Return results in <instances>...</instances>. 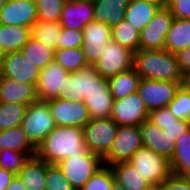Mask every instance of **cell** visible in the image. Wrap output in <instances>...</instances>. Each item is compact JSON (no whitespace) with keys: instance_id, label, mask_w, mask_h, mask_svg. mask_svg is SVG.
Returning a JSON list of instances; mask_svg holds the SVG:
<instances>
[{"instance_id":"obj_1","label":"cell","mask_w":190,"mask_h":190,"mask_svg":"<svg viewBox=\"0 0 190 190\" xmlns=\"http://www.w3.org/2000/svg\"><path fill=\"white\" fill-rule=\"evenodd\" d=\"M87 151L83 128L56 126L36 148L35 156L48 164L83 155Z\"/></svg>"},{"instance_id":"obj_2","label":"cell","mask_w":190,"mask_h":190,"mask_svg":"<svg viewBox=\"0 0 190 190\" xmlns=\"http://www.w3.org/2000/svg\"><path fill=\"white\" fill-rule=\"evenodd\" d=\"M133 68L140 78L157 81H174L184 83L176 54L165 49L143 50L134 53Z\"/></svg>"},{"instance_id":"obj_3","label":"cell","mask_w":190,"mask_h":190,"mask_svg":"<svg viewBox=\"0 0 190 190\" xmlns=\"http://www.w3.org/2000/svg\"><path fill=\"white\" fill-rule=\"evenodd\" d=\"M128 162L152 186L161 184L173 174L170 160L145 146H141Z\"/></svg>"},{"instance_id":"obj_4","label":"cell","mask_w":190,"mask_h":190,"mask_svg":"<svg viewBox=\"0 0 190 190\" xmlns=\"http://www.w3.org/2000/svg\"><path fill=\"white\" fill-rule=\"evenodd\" d=\"M56 127L47 101L37 100L28 105L21 128L29 142L37 148Z\"/></svg>"},{"instance_id":"obj_5","label":"cell","mask_w":190,"mask_h":190,"mask_svg":"<svg viewBox=\"0 0 190 190\" xmlns=\"http://www.w3.org/2000/svg\"><path fill=\"white\" fill-rule=\"evenodd\" d=\"M118 127L111 118L91 119L83 127L87 150L103 159L113 146Z\"/></svg>"},{"instance_id":"obj_6","label":"cell","mask_w":190,"mask_h":190,"mask_svg":"<svg viewBox=\"0 0 190 190\" xmlns=\"http://www.w3.org/2000/svg\"><path fill=\"white\" fill-rule=\"evenodd\" d=\"M76 190H80L103 164V159L87 150L83 155L66 158L56 164Z\"/></svg>"},{"instance_id":"obj_7","label":"cell","mask_w":190,"mask_h":190,"mask_svg":"<svg viewBox=\"0 0 190 190\" xmlns=\"http://www.w3.org/2000/svg\"><path fill=\"white\" fill-rule=\"evenodd\" d=\"M184 83L140 78L137 92L148 111L167 107Z\"/></svg>"},{"instance_id":"obj_8","label":"cell","mask_w":190,"mask_h":190,"mask_svg":"<svg viewBox=\"0 0 190 190\" xmlns=\"http://www.w3.org/2000/svg\"><path fill=\"white\" fill-rule=\"evenodd\" d=\"M141 146L143 142L139 126H119L113 146L103 158V164L111 166L128 162Z\"/></svg>"},{"instance_id":"obj_9","label":"cell","mask_w":190,"mask_h":190,"mask_svg":"<svg viewBox=\"0 0 190 190\" xmlns=\"http://www.w3.org/2000/svg\"><path fill=\"white\" fill-rule=\"evenodd\" d=\"M133 61L134 52L112 40L93 66L100 76L110 79L131 69Z\"/></svg>"},{"instance_id":"obj_10","label":"cell","mask_w":190,"mask_h":190,"mask_svg":"<svg viewBox=\"0 0 190 190\" xmlns=\"http://www.w3.org/2000/svg\"><path fill=\"white\" fill-rule=\"evenodd\" d=\"M56 126H78L83 128L91 119L83 101H69L63 97L47 100Z\"/></svg>"},{"instance_id":"obj_11","label":"cell","mask_w":190,"mask_h":190,"mask_svg":"<svg viewBox=\"0 0 190 190\" xmlns=\"http://www.w3.org/2000/svg\"><path fill=\"white\" fill-rule=\"evenodd\" d=\"M149 114L150 112L136 91L125 98L114 100L111 119L118 126H139L149 119Z\"/></svg>"},{"instance_id":"obj_12","label":"cell","mask_w":190,"mask_h":190,"mask_svg":"<svg viewBox=\"0 0 190 190\" xmlns=\"http://www.w3.org/2000/svg\"><path fill=\"white\" fill-rule=\"evenodd\" d=\"M82 51L88 65H94L112 41V29L106 23L91 21L83 28Z\"/></svg>"},{"instance_id":"obj_13","label":"cell","mask_w":190,"mask_h":190,"mask_svg":"<svg viewBox=\"0 0 190 190\" xmlns=\"http://www.w3.org/2000/svg\"><path fill=\"white\" fill-rule=\"evenodd\" d=\"M174 21L169 8H159L151 21L140 32V49H164L165 38Z\"/></svg>"},{"instance_id":"obj_14","label":"cell","mask_w":190,"mask_h":190,"mask_svg":"<svg viewBox=\"0 0 190 190\" xmlns=\"http://www.w3.org/2000/svg\"><path fill=\"white\" fill-rule=\"evenodd\" d=\"M69 72L62 68L55 60L41 70L36 84L38 100L47 101L62 97L66 92V77Z\"/></svg>"},{"instance_id":"obj_15","label":"cell","mask_w":190,"mask_h":190,"mask_svg":"<svg viewBox=\"0 0 190 190\" xmlns=\"http://www.w3.org/2000/svg\"><path fill=\"white\" fill-rule=\"evenodd\" d=\"M83 102L88 109L90 119L111 118L114 98L108 79L97 74L93 78V90Z\"/></svg>"},{"instance_id":"obj_16","label":"cell","mask_w":190,"mask_h":190,"mask_svg":"<svg viewBox=\"0 0 190 190\" xmlns=\"http://www.w3.org/2000/svg\"><path fill=\"white\" fill-rule=\"evenodd\" d=\"M41 70L25 58L21 51L7 53L0 67V76L36 86Z\"/></svg>"},{"instance_id":"obj_17","label":"cell","mask_w":190,"mask_h":190,"mask_svg":"<svg viewBox=\"0 0 190 190\" xmlns=\"http://www.w3.org/2000/svg\"><path fill=\"white\" fill-rule=\"evenodd\" d=\"M35 0H8L0 11V24L32 28L37 22Z\"/></svg>"},{"instance_id":"obj_18","label":"cell","mask_w":190,"mask_h":190,"mask_svg":"<svg viewBox=\"0 0 190 190\" xmlns=\"http://www.w3.org/2000/svg\"><path fill=\"white\" fill-rule=\"evenodd\" d=\"M93 2L67 0L64 4L59 24L61 27L83 31V28L93 21Z\"/></svg>"},{"instance_id":"obj_19","label":"cell","mask_w":190,"mask_h":190,"mask_svg":"<svg viewBox=\"0 0 190 190\" xmlns=\"http://www.w3.org/2000/svg\"><path fill=\"white\" fill-rule=\"evenodd\" d=\"M97 74L93 65H88L76 72L69 73L66 77V92L62 97L69 101H83L93 90V78Z\"/></svg>"},{"instance_id":"obj_20","label":"cell","mask_w":190,"mask_h":190,"mask_svg":"<svg viewBox=\"0 0 190 190\" xmlns=\"http://www.w3.org/2000/svg\"><path fill=\"white\" fill-rule=\"evenodd\" d=\"M143 146L171 160L175 152V140L168 137L149 119L139 125Z\"/></svg>"},{"instance_id":"obj_21","label":"cell","mask_w":190,"mask_h":190,"mask_svg":"<svg viewBox=\"0 0 190 190\" xmlns=\"http://www.w3.org/2000/svg\"><path fill=\"white\" fill-rule=\"evenodd\" d=\"M37 100L34 84L0 76V102L30 105Z\"/></svg>"},{"instance_id":"obj_22","label":"cell","mask_w":190,"mask_h":190,"mask_svg":"<svg viewBox=\"0 0 190 190\" xmlns=\"http://www.w3.org/2000/svg\"><path fill=\"white\" fill-rule=\"evenodd\" d=\"M130 0H98L93 3L94 17L100 23H106L111 29L124 20Z\"/></svg>"},{"instance_id":"obj_23","label":"cell","mask_w":190,"mask_h":190,"mask_svg":"<svg viewBox=\"0 0 190 190\" xmlns=\"http://www.w3.org/2000/svg\"><path fill=\"white\" fill-rule=\"evenodd\" d=\"M16 175L26 190H45L46 162L36 156L30 157Z\"/></svg>"},{"instance_id":"obj_24","label":"cell","mask_w":190,"mask_h":190,"mask_svg":"<svg viewBox=\"0 0 190 190\" xmlns=\"http://www.w3.org/2000/svg\"><path fill=\"white\" fill-rule=\"evenodd\" d=\"M190 46V19L174 18L168 31L164 49L170 53L178 52Z\"/></svg>"},{"instance_id":"obj_25","label":"cell","mask_w":190,"mask_h":190,"mask_svg":"<svg viewBox=\"0 0 190 190\" xmlns=\"http://www.w3.org/2000/svg\"><path fill=\"white\" fill-rule=\"evenodd\" d=\"M158 10L159 8L156 5L146 0H130L124 20L140 33Z\"/></svg>"},{"instance_id":"obj_26","label":"cell","mask_w":190,"mask_h":190,"mask_svg":"<svg viewBox=\"0 0 190 190\" xmlns=\"http://www.w3.org/2000/svg\"><path fill=\"white\" fill-rule=\"evenodd\" d=\"M31 36L29 27L0 24V45L5 54L20 51Z\"/></svg>"},{"instance_id":"obj_27","label":"cell","mask_w":190,"mask_h":190,"mask_svg":"<svg viewBox=\"0 0 190 190\" xmlns=\"http://www.w3.org/2000/svg\"><path fill=\"white\" fill-rule=\"evenodd\" d=\"M170 163L174 175L190 176V128L175 141V152Z\"/></svg>"},{"instance_id":"obj_28","label":"cell","mask_w":190,"mask_h":190,"mask_svg":"<svg viewBox=\"0 0 190 190\" xmlns=\"http://www.w3.org/2000/svg\"><path fill=\"white\" fill-rule=\"evenodd\" d=\"M115 180L126 190H148L152 185L134 169L129 162H120L110 166Z\"/></svg>"},{"instance_id":"obj_29","label":"cell","mask_w":190,"mask_h":190,"mask_svg":"<svg viewBox=\"0 0 190 190\" xmlns=\"http://www.w3.org/2000/svg\"><path fill=\"white\" fill-rule=\"evenodd\" d=\"M11 149L35 156L36 148L29 142L21 126L0 131V150Z\"/></svg>"},{"instance_id":"obj_30","label":"cell","mask_w":190,"mask_h":190,"mask_svg":"<svg viewBox=\"0 0 190 190\" xmlns=\"http://www.w3.org/2000/svg\"><path fill=\"white\" fill-rule=\"evenodd\" d=\"M111 94L114 100L125 98L138 89L140 75L132 67L131 69L121 72L108 79Z\"/></svg>"},{"instance_id":"obj_31","label":"cell","mask_w":190,"mask_h":190,"mask_svg":"<svg viewBox=\"0 0 190 190\" xmlns=\"http://www.w3.org/2000/svg\"><path fill=\"white\" fill-rule=\"evenodd\" d=\"M26 59L42 70L54 61L55 51L38 42L32 36L20 50Z\"/></svg>"},{"instance_id":"obj_32","label":"cell","mask_w":190,"mask_h":190,"mask_svg":"<svg viewBox=\"0 0 190 190\" xmlns=\"http://www.w3.org/2000/svg\"><path fill=\"white\" fill-rule=\"evenodd\" d=\"M61 32L59 22L37 20L31 28L32 37L46 47L56 51Z\"/></svg>"},{"instance_id":"obj_33","label":"cell","mask_w":190,"mask_h":190,"mask_svg":"<svg viewBox=\"0 0 190 190\" xmlns=\"http://www.w3.org/2000/svg\"><path fill=\"white\" fill-rule=\"evenodd\" d=\"M112 40L134 53L140 49V33L126 20L112 28Z\"/></svg>"},{"instance_id":"obj_34","label":"cell","mask_w":190,"mask_h":190,"mask_svg":"<svg viewBox=\"0 0 190 190\" xmlns=\"http://www.w3.org/2000/svg\"><path fill=\"white\" fill-rule=\"evenodd\" d=\"M28 105L0 102V131L21 126Z\"/></svg>"},{"instance_id":"obj_35","label":"cell","mask_w":190,"mask_h":190,"mask_svg":"<svg viewBox=\"0 0 190 190\" xmlns=\"http://www.w3.org/2000/svg\"><path fill=\"white\" fill-rule=\"evenodd\" d=\"M54 60L69 73L88 66L82 48L57 49Z\"/></svg>"},{"instance_id":"obj_36","label":"cell","mask_w":190,"mask_h":190,"mask_svg":"<svg viewBox=\"0 0 190 190\" xmlns=\"http://www.w3.org/2000/svg\"><path fill=\"white\" fill-rule=\"evenodd\" d=\"M167 107L179 120L190 121V90L182 84Z\"/></svg>"},{"instance_id":"obj_37","label":"cell","mask_w":190,"mask_h":190,"mask_svg":"<svg viewBox=\"0 0 190 190\" xmlns=\"http://www.w3.org/2000/svg\"><path fill=\"white\" fill-rule=\"evenodd\" d=\"M115 181L112 168L103 165L90 177L80 190H111Z\"/></svg>"},{"instance_id":"obj_38","label":"cell","mask_w":190,"mask_h":190,"mask_svg":"<svg viewBox=\"0 0 190 190\" xmlns=\"http://www.w3.org/2000/svg\"><path fill=\"white\" fill-rule=\"evenodd\" d=\"M67 0H35L38 20L59 22Z\"/></svg>"},{"instance_id":"obj_39","label":"cell","mask_w":190,"mask_h":190,"mask_svg":"<svg viewBox=\"0 0 190 190\" xmlns=\"http://www.w3.org/2000/svg\"><path fill=\"white\" fill-rule=\"evenodd\" d=\"M29 158L30 156L25 152L11 149L0 150V168L17 174Z\"/></svg>"},{"instance_id":"obj_40","label":"cell","mask_w":190,"mask_h":190,"mask_svg":"<svg viewBox=\"0 0 190 190\" xmlns=\"http://www.w3.org/2000/svg\"><path fill=\"white\" fill-rule=\"evenodd\" d=\"M45 190H76L56 164L46 163Z\"/></svg>"},{"instance_id":"obj_41","label":"cell","mask_w":190,"mask_h":190,"mask_svg":"<svg viewBox=\"0 0 190 190\" xmlns=\"http://www.w3.org/2000/svg\"><path fill=\"white\" fill-rule=\"evenodd\" d=\"M83 39V31L61 27L57 49L81 48Z\"/></svg>"},{"instance_id":"obj_42","label":"cell","mask_w":190,"mask_h":190,"mask_svg":"<svg viewBox=\"0 0 190 190\" xmlns=\"http://www.w3.org/2000/svg\"><path fill=\"white\" fill-rule=\"evenodd\" d=\"M149 120L159 126L176 124L178 118L169 111L168 107H163L150 111Z\"/></svg>"},{"instance_id":"obj_43","label":"cell","mask_w":190,"mask_h":190,"mask_svg":"<svg viewBox=\"0 0 190 190\" xmlns=\"http://www.w3.org/2000/svg\"><path fill=\"white\" fill-rule=\"evenodd\" d=\"M158 186L160 190H190V178L172 174Z\"/></svg>"},{"instance_id":"obj_44","label":"cell","mask_w":190,"mask_h":190,"mask_svg":"<svg viewBox=\"0 0 190 190\" xmlns=\"http://www.w3.org/2000/svg\"><path fill=\"white\" fill-rule=\"evenodd\" d=\"M161 130H164L165 134L173 140H177L184 132L190 128V121L177 120L176 124L159 125Z\"/></svg>"},{"instance_id":"obj_45","label":"cell","mask_w":190,"mask_h":190,"mask_svg":"<svg viewBox=\"0 0 190 190\" xmlns=\"http://www.w3.org/2000/svg\"><path fill=\"white\" fill-rule=\"evenodd\" d=\"M168 8L174 18L190 19V0H171Z\"/></svg>"},{"instance_id":"obj_46","label":"cell","mask_w":190,"mask_h":190,"mask_svg":"<svg viewBox=\"0 0 190 190\" xmlns=\"http://www.w3.org/2000/svg\"><path fill=\"white\" fill-rule=\"evenodd\" d=\"M179 69L184 78L186 79L190 75V46L176 54Z\"/></svg>"},{"instance_id":"obj_47","label":"cell","mask_w":190,"mask_h":190,"mask_svg":"<svg viewBox=\"0 0 190 190\" xmlns=\"http://www.w3.org/2000/svg\"><path fill=\"white\" fill-rule=\"evenodd\" d=\"M16 176L12 171H6L0 168V190H5Z\"/></svg>"},{"instance_id":"obj_48","label":"cell","mask_w":190,"mask_h":190,"mask_svg":"<svg viewBox=\"0 0 190 190\" xmlns=\"http://www.w3.org/2000/svg\"><path fill=\"white\" fill-rule=\"evenodd\" d=\"M5 190H26L20 178L16 175Z\"/></svg>"},{"instance_id":"obj_49","label":"cell","mask_w":190,"mask_h":190,"mask_svg":"<svg viewBox=\"0 0 190 190\" xmlns=\"http://www.w3.org/2000/svg\"><path fill=\"white\" fill-rule=\"evenodd\" d=\"M146 1L156 5L158 8H168L171 0H146Z\"/></svg>"},{"instance_id":"obj_50","label":"cell","mask_w":190,"mask_h":190,"mask_svg":"<svg viewBox=\"0 0 190 190\" xmlns=\"http://www.w3.org/2000/svg\"><path fill=\"white\" fill-rule=\"evenodd\" d=\"M111 190H126L123 186H121L117 181L113 183Z\"/></svg>"},{"instance_id":"obj_51","label":"cell","mask_w":190,"mask_h":190,"mask_svg":"<svg viewBox=\"0 0 190 190\" xmlns=\"http://www.w3.org/2000/svg\"><path fill=\"white\" fill-rule=\"evenodd\" d=\"M5 52L3 51V49H2V47H1V45H0V67H1V64H2V61H3V59H4V57H5Z\"/></svg>"},{"instance_id":"obj_52","label":"cell","mask_w":190,"mask_h":190,"mask_svg":"<svg viewBox=\"0 0 190 190\" xmlns=\"http://www.w3.org/2000/svg\"><path fill=\"white\" fill-rule=\"evenodd\" d=\"M184 85H185L187 88H190V75L185 79Z\"/></svg>"},{"instance_id":"obj_53","label":"cell","mask_w":190,"mask_h":190,"mask_svg":"<svg viewBox=\"0 0 190 190\" xmlns=\"http://www.w3.org/2000/svg\"><path fill=\"white\" fill-rule=\"evenodd\" d=\"M8 0H0V11L2 10V8L5 6L6 2Z\"/></svg>"},{"instance_id":"obj_54","label":"cell","mask_w":190,"mask_h":190,"mask_svg":"<svg viewBox=\"0 0 190 190\" xmlns=\"http://www.w3.org/2000/svg\"><path fill=\"white\" fill-rule=\"evenodd\" d=\"M148 190H160L159 186H151Z\"/></svg>"},{"instance_id":"obj_55","label":"cell","mask_w":190,"mask_h":190,"mask_svg":"<svg viewBox=\"0 0 190 190\" xmlns=\"http://www.w3.org/2000/svg\"><path fill=\"white\" fill-rule=\"evenodd\" d=\"M81 1H90V2H96V1H98V0H81Z\"/></svg>"}]
</instances>
